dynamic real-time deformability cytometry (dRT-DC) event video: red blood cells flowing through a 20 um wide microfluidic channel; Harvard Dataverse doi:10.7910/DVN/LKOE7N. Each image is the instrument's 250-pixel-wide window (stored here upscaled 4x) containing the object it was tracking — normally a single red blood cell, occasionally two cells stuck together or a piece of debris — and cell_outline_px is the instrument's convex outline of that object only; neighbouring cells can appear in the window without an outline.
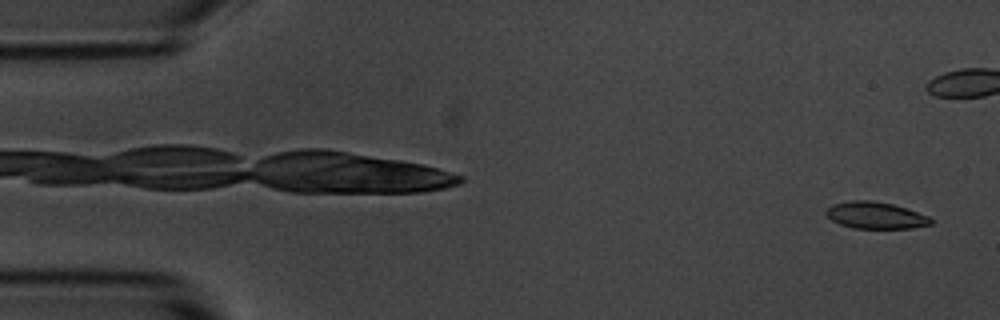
{"species": "common noctule bat (a hibernating species)", "species_latin": "Nyctalus noctula", "temperature_condition": "room temperature", "stored_images_in_passage": 4, "camera_frame_rate_fps": 3000, "um_per_image_px": 0.085, "animal": {"sex": "male", "body_mass_g": 20.1, "forearm_length_mm": 53.5}, "frame": {"image": 1, "passage_image": 4, "time_ms": 3.667, "image_size_px": [1000, 320], "cell_outline_px": [[932, 224], [912, 228], [852, 228], [840, 224], [832, 220], [824, 212], [832, 204], [852, 200], [872, 200], [892, 204], [928, 216], [932, 220]], "centroid_in_image_um": [74.39, 18.3], "position_along_channel_um": 10.6, "area_um2": 16.18}}